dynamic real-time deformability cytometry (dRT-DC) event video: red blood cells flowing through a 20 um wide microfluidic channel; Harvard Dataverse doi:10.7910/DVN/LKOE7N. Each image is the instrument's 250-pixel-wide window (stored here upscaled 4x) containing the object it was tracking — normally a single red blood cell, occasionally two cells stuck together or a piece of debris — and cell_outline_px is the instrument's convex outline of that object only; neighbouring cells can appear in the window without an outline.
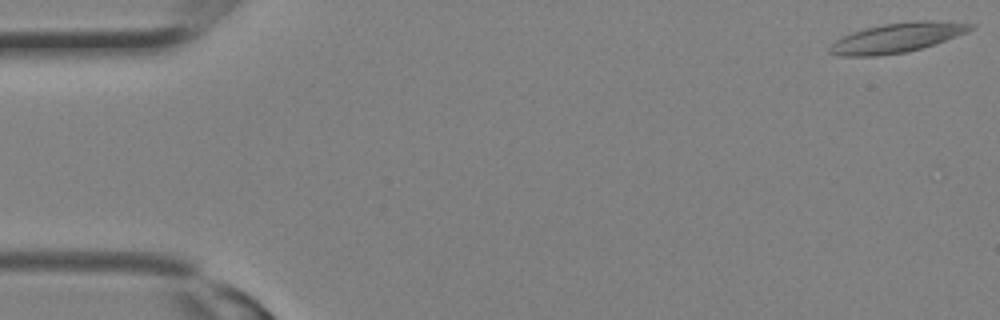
{"species": "Egyptian fruit bat (a non-hibernating species)", "species_latin": "Rousettus aegyptiacus", "temperature_condition": "room temperature", "stored_images_in_passage": 15, "camera_frame_rate_fps": 3000, "um_per_image_px": 0.085, "animal": {"sex": "female"}, "frame": {"image": 1, "passage_image": 1, "time_ms": 0.0, "image_size_px": [1000, 320], "cell_outline_px": [[976, 24], [968, 32], [920, 48], [904, 52], [880, 56], [836, 56], [828, 52], [828, 48], [836, 40], [852, 32], [884, 24], [916, 20], [932, 20]], "centroid_in_image_um": [76.22, 3.21], "position_along_channel_um": 8.8, "area_um2": 23.99}}
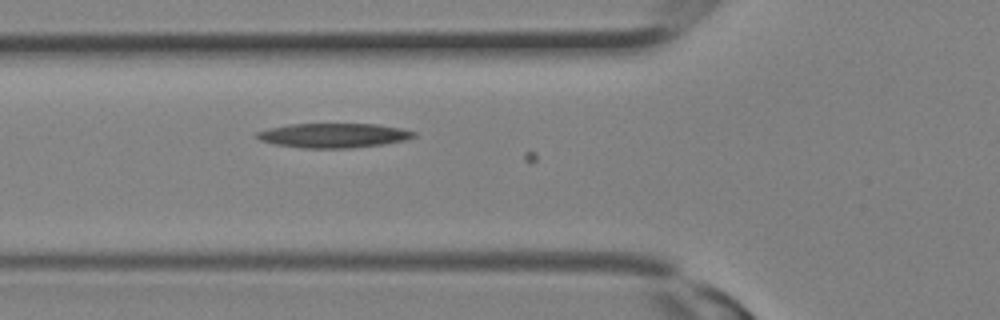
{"frame": {"image": 2, "passage_image": 11, "time_ms": 3.333, "image_size_px": [1000, 320], "cell_outline_px": [[416, 136], [404, 140], [384, 144], [352, 148], [304, 148], [276, 144], [260, 140], [256, 136], [256, 132], [288, 124], [376, 124], [400, 128], [416, 132]], "centroid_in_image_um": [28.38, 11.51], "position_along_channel_um": 97.4, "area_um2": 22.2}}